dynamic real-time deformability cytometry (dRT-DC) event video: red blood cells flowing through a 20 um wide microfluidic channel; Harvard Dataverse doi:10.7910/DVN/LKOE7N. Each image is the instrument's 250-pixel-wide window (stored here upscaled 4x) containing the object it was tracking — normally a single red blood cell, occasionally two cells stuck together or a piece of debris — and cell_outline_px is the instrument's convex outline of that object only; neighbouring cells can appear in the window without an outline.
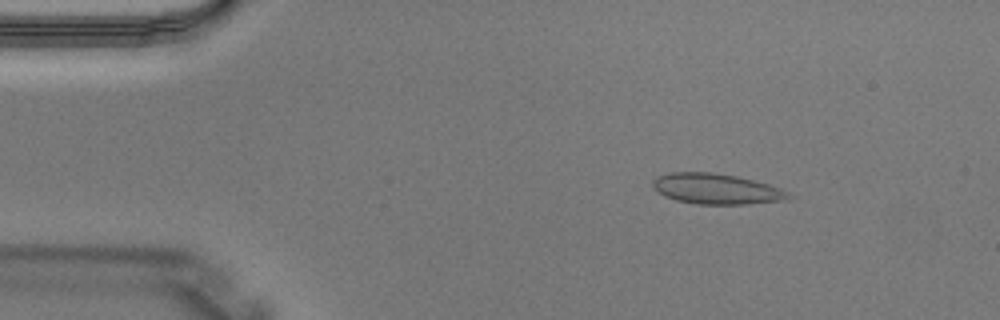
{"species": "Egyptian fruit bat (a non-hibernating species)", "species_latin": "Rousettus aegyptiacus", "temperature_condition": "warm", "stored_images_in_passage": 2, "camera_frame_rate_fps": 3000, "um_per_image_px": 0.085, "animal": {"sex": "male"}, "frame": {"image": 1, "passage_image": 1, "time_ms": 0.0, "image_size_px": [1000, 320], "cell_outline_px": [[792, 196], [780, 200], [744, 204], [696, 204], [676, 200], [664, 196], [652, 188], [652, 180], [656, 176], [668, 172], [712, 172], [736, 176], [768, 184], [780, 188]], "centroid_in_image_um": [60.78, 16.04], "position_along_channel_um": 24.2, "area_um2": 23.99}}